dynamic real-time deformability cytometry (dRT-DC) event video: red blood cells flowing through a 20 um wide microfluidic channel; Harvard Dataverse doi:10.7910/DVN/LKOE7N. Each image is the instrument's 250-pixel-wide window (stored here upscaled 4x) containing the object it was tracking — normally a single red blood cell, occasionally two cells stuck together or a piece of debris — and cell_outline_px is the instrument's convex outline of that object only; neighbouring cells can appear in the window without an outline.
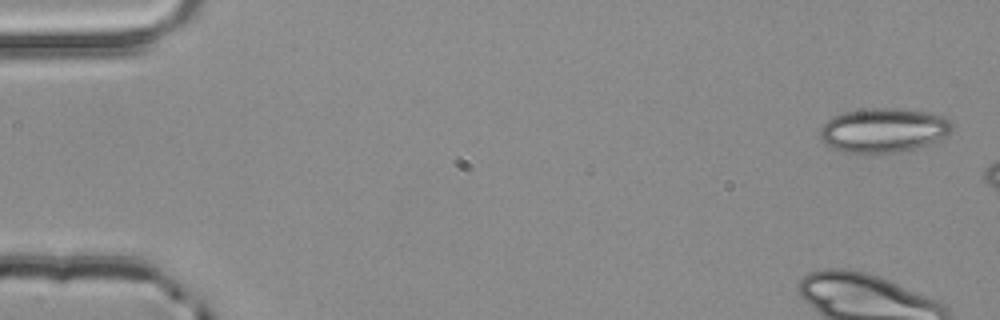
{"species": "common noctule bat (a hibernating species)", "species_latin": "Nyctalus noctula", "temperature_condition": "room temperature", "stored_images_in_passage": 4, "camera_frame_rate_fps": 3000, "um_per_image_px": 0.085, "animal": {"sex": "male", "body_mass_g": 20.4}, "frame": {"image": 1, "passage_image": 1, "time_ms": 0.0, "image_size_px": [1000, 320], "cell_outline_px": [[952, 128], [948, 136], [928, 144], [916, 148], [896, 152], [864, 156], [856, 156], [832, 148], [824, 144], [820, 140], [820, 128], [832, 116], [844, 112], [868, 108], [900, 108], [924, 112], [944, 116], [952, 124]], "centroid_in_image_um": [75.04, 11.11], "position_along_channel_um": 10.0, "area_um2": 34.91}}